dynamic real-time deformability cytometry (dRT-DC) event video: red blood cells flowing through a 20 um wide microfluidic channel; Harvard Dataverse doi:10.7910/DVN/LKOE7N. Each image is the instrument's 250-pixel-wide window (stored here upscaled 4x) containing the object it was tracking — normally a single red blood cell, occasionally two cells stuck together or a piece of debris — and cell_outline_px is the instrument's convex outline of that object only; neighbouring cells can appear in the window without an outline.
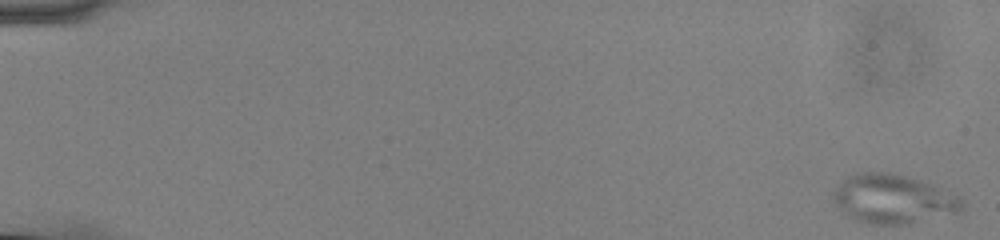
{"species": "common noctule bat (a hibernating species)", "species_latin": "Nyctalus noctula", "temperature_condition": "cold", "stored_images_in_passage": 56, "camera_frame_rate_fps": 3000, "um_per_image_px": 0.085, "animal": {"sex": "male", "body_mass_g": 13.0, "forearm_length_mm": 53.1}, "frame": {"image": 1, "passage_image": 1, "time_ms": 0.0, "image_size_px": [1000, 240], "cell_outline_px": [[964, 208], [960, 212], [908, 224], [872, 224], [856, 220], [848, 216], [832, 200], [832, 192], [848, 176], [864, 172], [888, 172], [920, 180], [932, 184], [960, 196], [964, 200]], "centroid_in_image_um": [75.95, 16.92], "position_along_channel_um": 9.0, "area_um2": 36.7}}
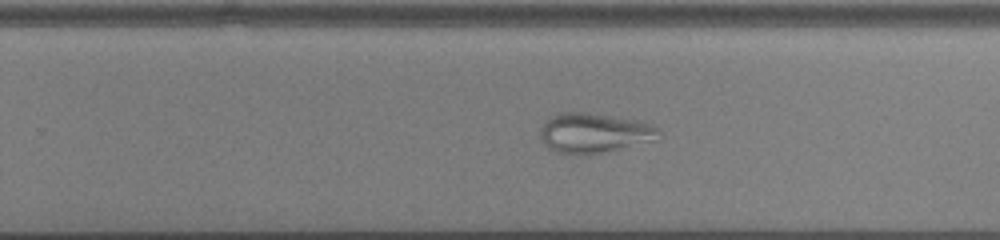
{"frame": {"image": 2, "passage_image": 37, "time_ms": 12.0, "image_size_px": [1000, 240], "cell_outline_px": [[660, 132], [652, 140], [584, 156], [580, 156], [556, 152], [548, 148], [544, 144], [540, 136], [540, 132], [544, 120], [560, 112], [584, 112], [636, 120], [652, 124]], "centroid_in_image_um": [50.4, 11.3], "position_along_channel_um": 279.4, "area_um2": 27.17}}
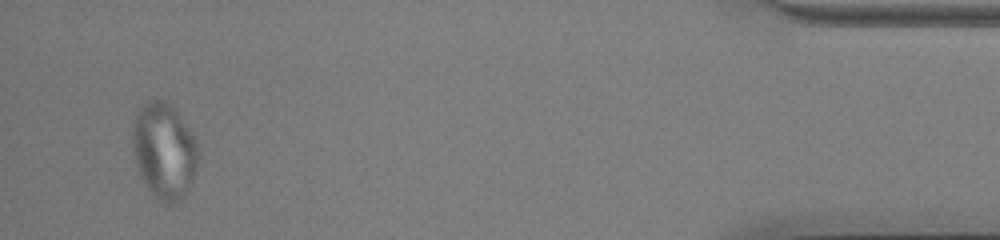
{"frame": {"image": 3, "passage_image": 54, "time_ms": 17.667, "image_size_px": [1000, 240], "cell_outline_px": [[200, 156], [188, 192], [184, 196], [172, 204], [164, 204], [156, 200], [140, 176], [136, 168], [132, 148], [132, 124], [136, 108], [148, 100], [160, 100], [168, 104], [180, 116], [196, 136], [200, 148]], "centroid_in_image_um": [13.95, 12.83], "position_along_channel_um": 421.3, "area_um2": 37.63}}